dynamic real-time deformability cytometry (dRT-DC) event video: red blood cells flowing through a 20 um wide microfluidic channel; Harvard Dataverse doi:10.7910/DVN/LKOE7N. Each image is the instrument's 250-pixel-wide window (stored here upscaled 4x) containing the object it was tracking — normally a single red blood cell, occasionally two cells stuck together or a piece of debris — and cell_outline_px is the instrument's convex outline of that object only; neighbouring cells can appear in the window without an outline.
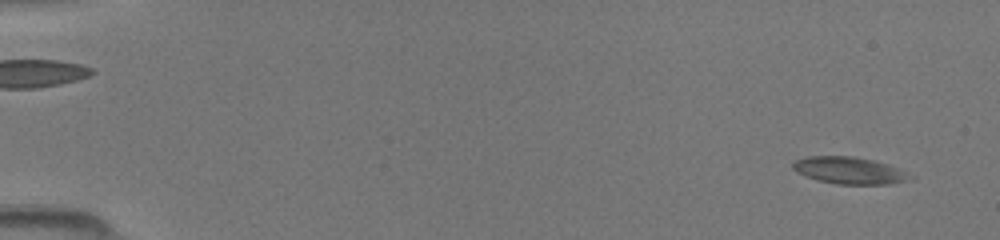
{"species": "common noctule bat (a hibernating species)", "species_latin": "Nyctalus noctula", "temperature_condition": "room temperature", "stored_images_in_passage": 13, "camera_frame_rate_fps": 3000, "um_per_image_px": 0.085, "animal": {"sex": "female", "body_mass_g": 19.5, "forearm_length_mm": 54.1}, "frame": {"image": 1, "passage_image": 4, "time_ms": 1.0, "image_size_px": [1000, 240], "cell_outline_px": [[912, 176], [904, 180], [888, 184], [836, 184], [816, 180], [796, 172], [792, 168], [792, 164], [796, 160], [808, 156], [852, 156], [872, 160], [888, 164]], "centroid_in_image_um": [72.1, 14.48], "position_along_channel_um": 12.9, "area_um2": 18.09}}